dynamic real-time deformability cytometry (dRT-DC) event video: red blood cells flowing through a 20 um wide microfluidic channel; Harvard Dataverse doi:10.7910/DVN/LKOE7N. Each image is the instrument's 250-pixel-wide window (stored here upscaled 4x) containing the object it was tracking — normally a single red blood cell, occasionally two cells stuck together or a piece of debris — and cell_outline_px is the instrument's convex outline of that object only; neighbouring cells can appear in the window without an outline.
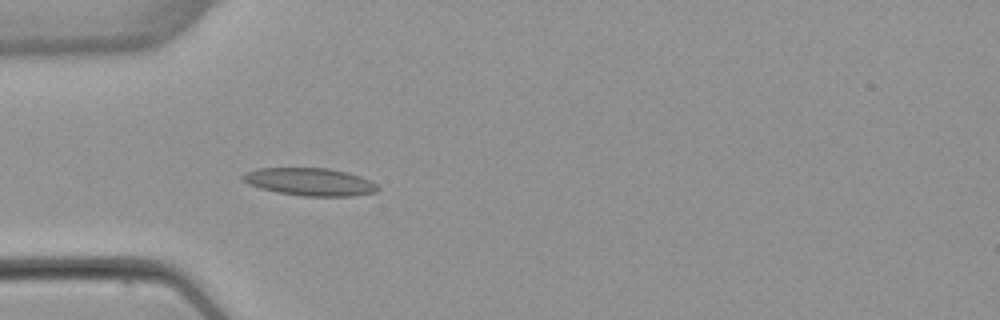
{"species": "common noctule bat (a hibernating species)", "species_latin": "Nyctalus noctula", "temperature_condition": "warm", "stored_images_in_passage": 5, "camera_frame_rate_fps": 3000, "um_per_image_px": 0.085, "animal": {"sex": "female", "body_mass_g": 22.7, "forearm_length_mm": 54.2}, "frame": {"image": 1, "passage_image": 5, "time_ms": 4.667, "image_size_px": [1000, 320], "cell_outline_px": [[380, 188], [376, 192], [352, 196], [304, 196], [276, 192], [260, 188], [248, 184], [240, 176], [244, 172], [256, 168], [328, 168], [348, 172], [360, 176], [376, 184]], "centroid_in_image_um": [26.32, 15.45], "position_along_channel_um": 58.7, "area_um2": 21.85}}